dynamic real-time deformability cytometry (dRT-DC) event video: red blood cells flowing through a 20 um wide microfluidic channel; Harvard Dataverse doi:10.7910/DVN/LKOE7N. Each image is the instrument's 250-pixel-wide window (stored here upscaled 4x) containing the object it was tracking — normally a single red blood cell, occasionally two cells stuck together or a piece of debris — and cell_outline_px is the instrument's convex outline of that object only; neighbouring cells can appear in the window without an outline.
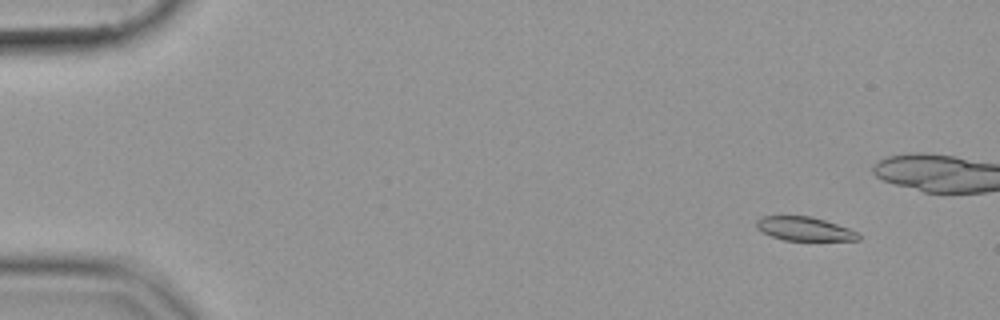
{"species": "common noctule bat (a hibernating species)", "species_latin": "Nyctalus noctula", "temperature_condition": "cold", "stored_images_in_passage": 57, "camera_frame_rate_fps": 3000, "um_per_image_px": 0.085, "animal": {"sex": "female", "body_mass_g": 19.9}, "frame": {"image": 1, "passage_image": 6, "time_ms": 1.667, "image_size_px": [1000, 320], "cell_outline_px": [[860, 240], [784, 240], [772, 236], [756, 228], [756, 220], [760, 216], [812, 216], [848, 228], [856, 232], [860, 236]], "centroid_in_image_um": [68.35, 19.44], "position_along_channel_um": 16.7, "area_um2": 13.99}}
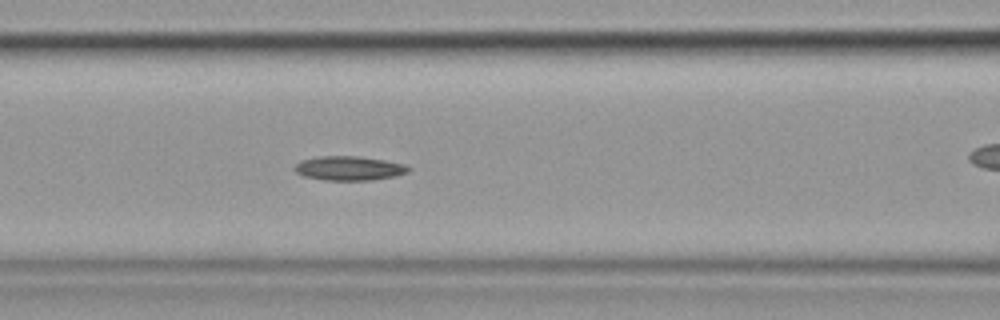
{"frame": {"image": 2, "passage_image": 25, "time_ms": 8.0, "image_size_px": [1000, 320], "cell_outline_px": [[412, 168], [408, 172], [396, 176], [372, 180], [324, 180], [304, 176], [296, 172], [296, 164], [300, 160], [320, 156], [356, 156], [384, 160], [404, 164]], "centroid_in_image_um": [29.7, 14.3], "position_along_channel_um": 136.9, "area_um2": 16.01}}
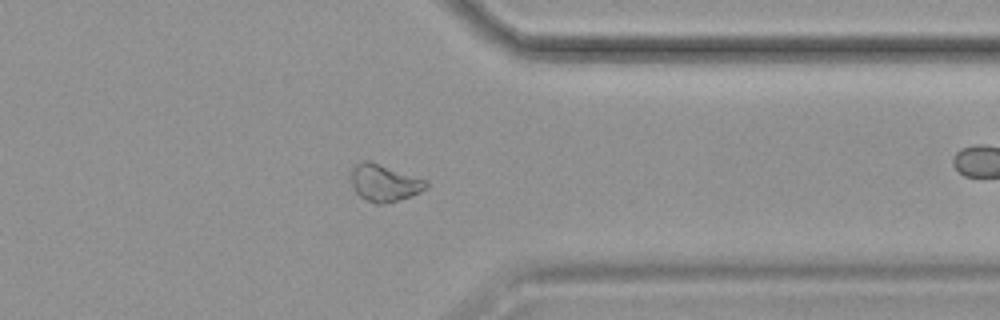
{"frame": {"image": 3, "passage_image": 45, "time_ms": 14.667, "image_size_px": [1000, 320], "cell_outline_px": [[428, 184], [420, 192], [412, 196], [384, 204], [376, 204], [360, 196], [356, 192], [352, 184], [352, 168], [356, 164], [364, 160], [368, 160], [428, 180]], "centroid_in_image_um": [32.68, 15.54], "position_along_channel_um": 378.7, "area_um2": 16.01}}